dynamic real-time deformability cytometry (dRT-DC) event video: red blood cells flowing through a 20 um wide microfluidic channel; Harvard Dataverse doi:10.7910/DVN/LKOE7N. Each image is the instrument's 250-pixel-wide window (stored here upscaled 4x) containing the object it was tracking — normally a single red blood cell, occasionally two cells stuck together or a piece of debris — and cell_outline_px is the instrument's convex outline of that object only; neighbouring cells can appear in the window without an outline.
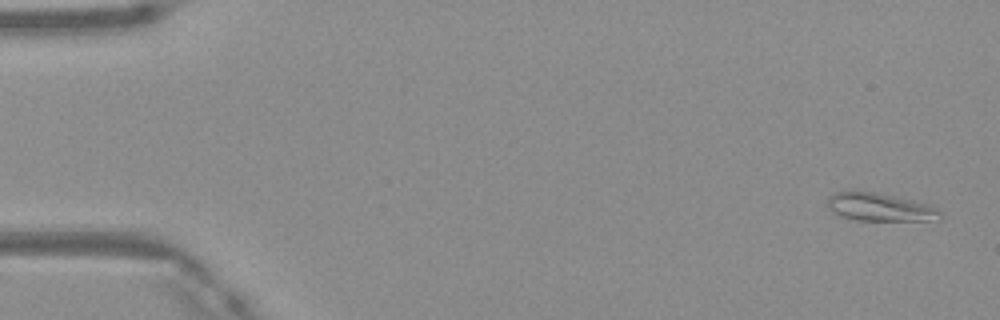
{"species": "Egyptian fruit bat (a non-hibernating species)", "species_latin": "Rousettus aegyptiacus", "temperature_condition": "warm", "stored_images_in_passage": 49, "camera_frame_rate_fps": 3000, "um_per_image_px": 0.085, "frame": {"image": 1, "passage_image": 2, "time_ms": 0.333, "image_size_px": [1000, 320], "cell_outline_px": [[940, 220], [856, 220], [840, 216], [828, 208], [828, 196], [836, 192], [876, 192], [896, 196], [928, 204], [936, 208], [940, 212]], "centroid_in_image_um": [74.79, 17.61], "position_along_channel_um": 10.2, "area_um2": 18.15}}
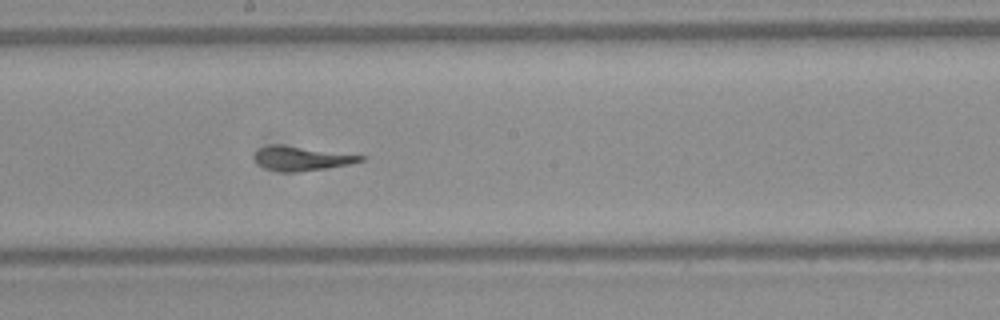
{"frame": {"image": 2, "passage_image": 27, "time_ms": 8.667, "image_size_px": [1000, 320], "cell_outline_px": [[368, 156], [364, 160], [348, 164], [324, 168], [292, 172], [280, 172], [264, 168], [252, 156], [260, 148], [276, 144]], "centroid_in_image_um": [25.63, 13.47], "position_along_channel_um": 222.6, "area_um2": 14.62}}
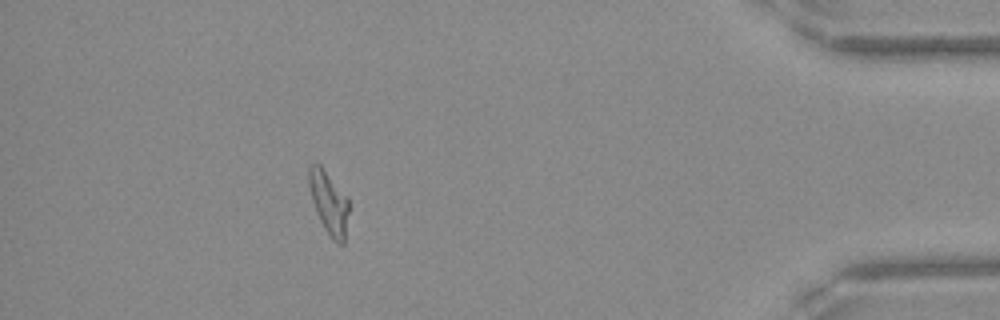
{"frame": {"image": 3, "passage_image": 44, "time_ms": 14.333, "image_size_px": [1000, 320], "cell_outline_px": [[348, 212], [344, 244], [336, 244], [332, 240], [324, 228], [316, 212], [312, 200], [308, 184], [308, 168], [312, 164], [320, 164], [348, 196]], "centroid_in_image_um": [27.95, 17.22], "position_along_channel_um": 407.2, "area_um2": 14.74}}